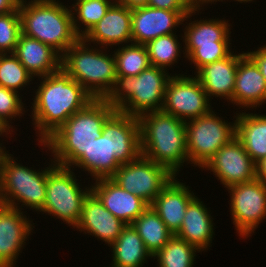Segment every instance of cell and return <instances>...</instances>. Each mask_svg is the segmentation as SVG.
Listing matches in <instances>:
<instances>
[{
    "instance_id": "6da1fadb",
    "label": "cell",
    "mask_w": 266,
    "mask_h": 267,
    "mask_svg": "<svg viewBox=\"0 0 266 267\" xmlns=\"http://www.w3.org/2000/svg\"><path fill=\"white\" fill-rule=\"evenodd\" d=\"M41 79V81H40ZM40 84L32 98L31 118L34 130L44 143L73 114L84 109L94 98L61 67L38 78ZM36 128V129H35Z\"/></svg>"
},
{
    "instance_id": "7a4b0ae2",
    "label": "cell",
    "mask_w": 266,
    "mask_h": 267,
    "mask_svg": "<svg viewBox=\"0 0 266 267\" xmlns=\"http://www.w3.org/2000/svg\"><path fill=\"white\" fill-rule=\"evenodd\" d=\"M115 111L104 99H94L39 145L51 152L56 164L70 167L102 135L104 123Z\"/></svg>"
},
{
    "instance_id": "3957f363",
    "label": "cell",
    "mask_w": 266,
    "mask_h": 267,
    "mask_svg": "<svg viewBox=\"0 0 266 267\" xmlns=\"http://www.w3.org/2000/svg\"><path fill=\"white\" fill-rule=\"evenodd\" d=\"M138 119L141 154L179 175L183 164L189 163L186 122L161 110L144 113Z\"/></svg>"
},
{
    "instance_id": "277c9868",
    "label": "cell",
    "mask_w": 266,
    "mask_h": 267,
    "mask_svg": "<svg viewBox=\"0 0 266 267\" xmlns=\"http://www.w3.org/2000/svg\"><path fill=\"white\" fill-rule=\"evenodd\" d=\"M18 10L21 33L52 47L61 56L80 39L70 7L59 0H30L18 5Z\"/></svg>"
},
{
    "instance_id": "5b68a950",
    "label": "cell",
    "mask_w": 266,
    "mask_h": 267,
    "mask_svg": "<svg viewBox=\"0 0 266 267\" xmlns=\"http://www.w3.org/2000/svg\"><path fill=\"white\" fill-rule=\"evenodd\" d=\"M93 46L80 38L62 55L61 67L94 99H105L116 82V60L107 48Z\"/></svg>"
},
{
    "instance_id": "8992f818",
    "label": "cell",
    "mask_w": 266,
    "mask_h": 267,
    "mask_svg": "<svg viewBox=\"0 0 266 267\" xmlns=\"http://www.w3.org/2000/svg\"><path fill=\"white\" fill-rule=\"evenodd\" d=\"M167 70L150 66L135 77H117L114 87L104 99L120 113L139 117L162 109L166 86L173 76Z\"/></svg>"
},
{
    "instance_id": "52a82bcc",
    "label": "cell",
    "mask_w": 266,
    "mask_h": 267,
    "mask_svg": "<svg viewBox=\"0 0 266 267\" xmlns=\"http://www.w3.org/2000/svg\"><path fill=\"white\" fill-rule=\"evenodd\" d=\"M14 158L7 153L2 161L0 203L21 211L27 207L39 212L46 199L47 167L36 171Z\"/></svg>"
},
{
    "instance_id": "ba28073f",
    "label": "cell",
    "mask_w": 266,
    "mask_h": 267,
    "mask_svg": "<svg viewBox=\"0 0 266 267\" xmlns=\"http://www.w3.org/2000/svg\"><path fill=\"white\" fill-rule=\"evenodd\" d=\"M224 18L200 19L183 23V56L194 64L196 73L205 65L228 57L231 51V27ZM188 23V24H187Z\"/></svg>"
},
{
    "instance_id": "9c48e42d",
    "label": "cell",
    "mask_w": 266,
    "mask_h": 267,
    "mask_svg": "<svg viewBox=\"0 0 266 267\" xmlns=\"http://www.w3.org/2000/svg\"><path fill=\"white\" fill-rule=\"evenodd\" d=\"M47 167L46 199L42 214L60 219L74 229L80 219L82 204L91 187L82 185L75 177L74 169L56 164L51 158Z\"/></svg>"
},
{
    "instance_id": "30bf717a",
    "label": "cell",
    "mask_w": 266,
    "mask_h": 267,
    "mask_svg": "<svg viewBox=\"0 0 266 267\" xmlns=\"http://www.w3.org/2000/svg\"><path fill=\"white\" fill-rule=\"evenodd\" d=\"M215 113L211 110L204 116L186 121V147L190 165L202 168L236 135V121L228 122Z\"/></svg>"
},
{
    "instance_id": "8fae6325",
    "label": "cell",
    "mask_w": 266,
    "mask_h": 267,
    "mask_svg": "<svg viewBox=\"0 0 266 267\" xmlns=\"http://www.w3.org/2000/svg\"><path fill=\"white\" fill-rule=\"evenodd\" d=\"M174 176L165 166L141 154L132 162L120 165L111 178L150 206Z\"/></svg>"
},
{
    "instance_id": "7c38bea8",
    "label": "cell",
    "mask_w": 266,
    "mask_h": 267,
    "mask_svg": "<svg viewBox=\"0 0 266 267\" xmlns=\"http://www.w3.org/2000/svg\"><path fill=\"white\" fill-rule=\"evenodd\" d=\"M196 76L175 73L166 86L161 111L183 121L208 114L213 108Z\"/></svg>"
},
{
    "instance_id": "4fadbf2b",
    "label": "cell",
    "mask_w": 266,
    "mask_h": 267,
    "mask_svg": "<svg viewBox=\"0 0 266 267\" xmlns=\"http://www.w3.org/2000/svg\"><path fill=\"white\" fill-rule=\"evenodd\" d=\"M230 213L240 238H248L266 219V185L255 179L227 187Z\"/></svg>"
},
{
    "instance_id": "5bb4252c",
    "label": "cell",
    "mask_w": 266,
    "mask_h": 267,
    "mask_svg": "<svg viewBox=\"0 0 266 267\" xmlns=\"http://www.w3.org/2000/svg\"><path fill=\"white\" fill-rule=\"evenodd\" d=\"M202 169L213 172L225 188L256 179V164L236 137L222 146Z\"/></svg>"
},
{
    "instance_id": "9a60e30c",
    "label": "cell",
    "mask_w": 266,
    "mask_h": 267,
    "mask_svg": "<svg viewBox=\"0 0 266 267\" xmlns=\"http://www.w3.org/2000/svg\"><path fill=\"white\" fill-rule=\"evenodd\" d=\"M200 11L201 9H193L190 12H177L150 6L133 9L132 43L146 45L160 36L173 34L177 30L176 27L182 26L183 22L189 21L192 15L199 14Z\"/></svg>"
},
{
    "instance_id": "2e32d148",
    "label": "cell",
    "mask_w": 266,
    "mask_h": 267,
    "mask_svg": "<svg viewBox=\"0 0 266 267\" xmlns=\"http://www.w3.org/2000/svg\"><path fill=\"white\" fill-rule=\"evenodd\" d=\"M25 212L0 203V267H15L34 224ZM32 232V233H31Z\"/></svg>"
},
{
    "instance_id": "e0dca14e",
    "label": "cell",
    "mask_w": 266,
    "mask_h": 267,
    "mask_svg": "<svg viewBox=\"0 0 266 267\" xmlns=\"http://www.w3.org/2000/svg\"><path fill=\"white\" fill-rule=\"evenodd\" d=\"M131 20L132 10L115 1L105 16L82 39L90 45L92 43L102 48L110 46L111 49L113 45L132 43Z\"/></svg>"
},
{
    "instance_id": "ac0fdd59",
    "label": "cell",
    "mask_w": 266,
    "mask_h": 267,
    "mask_svg": "<svg viewBox=\"0 0 266 267\" xmlns=\"http://www.w3.org/2000/svg\"><path fill=\"white\" fill-rule=\"evenodd\" d=\"M91 184V191L103 206L126 225L141 215L149 205L133 193L122 189L112 178H100Z\"/></svg>"
},
{
    "instance_id": "d6986e66",
    "label": "cell",
    "mask_w": 266,
    "mask_h": 267,
    "mask_svg": "<svg viewBox=\"0 0 266 267\" xmlns=\"http://www.w3.org/2000/svg\"><path fill=\"white\" fill-rule=\"evenodd\" d=\"M125 226L126 224L113 216L90 191L83 201L81 216L75 228L80 233L95 236L111 246Z\"/></svg>"
},
{
    "instance_id": "ffe728a7",
    "label": "cell",
    "mask_w": 266,
    "mask_h": 267,
    "mask_svg": "<svg viewBox=\"0 0 266 267\" xmlns=\"http://www.w3.org/2000/svg\"><path fill=\"white\" fill-rule=\"evenodd\" d=\"M231 103L249 110L266 103V80L258 66L245 53L238 62L233 98Z\"/></svg>"
},
{
    "instance_id": "44dd1931",
    "label": "cell",
    "mask_w": 266,
    "mask_h": 267,
    "mask_svg": "<svg viewBox=\"0 0 266 267\" xmlns=\"http://www.w3.org/2000/svg\"><path fill=\"white\" fill-rule=\"evenodd\" d=\"M185 184L174 176L150 205L174 235L181 227L188 204L196 197Z\"/></svg>"
},
{
    "instance_id": "7402d4cb",
    "label": "cell",
    "mask_w": 266,
    "mask_h": 267,
    "mask_svg": "<svg viewBox=\"0 0 266 267\" xmlns=\"http://www.w3.org/2000/svg\"><path fill=\"white\" fill-rule=\"evenodd\" d=\"M244 54V51L238 55L233 51L228 57L205 65L197 73L194 72L210 102L215 96L231 103L238 62Z\"/></svg>"
},
{
    "instance_id": "603a6c76",
    "label": "cell",
    "mask_w": 266,
    "mask_h": 267,
    "mask_svg": "<svg viewBox=\"0 0 266 267\" xmlns=\"http://www.w3.org/2000/svg\"><path fill=\"white\" fill-rule=\"evenodd\" d=\"M110 144L121 165L137 159L141 155L138 117L115 111L110 116Z\"/></svg>"
},
{
    "instance_id": "cb8c5ba5",
    "label": "cell",
    "mask_w": 266,
    "mask_h": 267,
    "mask_svg": "<svg viewBox=\"0 0 266 267\" xmlns=\"http://www.w3.org/2000/svg\"><path fill=\"white\" fill-rule=\"evenodd\" d=\"M115 154L111 153L110 117L102 127V135L96 138L84 153L70 166L72 169L82 168L93 180L111 178L120 167Z\"/></svg>"
},
{
    "instance_id": "d4e9b609",
    "label": "cell",
    "mask_w": 266,
    "mask_h": 267,
    "mask_svg": "<svg viewBox=\"0 0 266 267\" xmlns=\"http://www.w3.org/2000/svg\"><path fill=\"white\" fill-rule=\"evenodd\" d=\"M13 54L33 78L47 76L61 68L62 56L56 50L22 33Z\"/></svg>"
},
{
    "instance_id": "484cf974",
    "label": "cell",
    "mask_w": 266,
    "mask_h": 267,
    "mask_svg": "<svg viewBox=\"0 0 266 267\" xmlns=\"http://www.w3.org/2000/svg\"><path fill=\"white\" fill-rule=\"evenodd\" d=\"M195 197L187 206L180 229L175 234L200 252L212 246L214 236V223L210 210L203 201Z\"/></svg>"
},
{
    "instance_id": "4316f807",
    "label": "cell",
    "mask_w": 266,
    "mask_h": 267,
    "mask_svg": "<svg viewBox=\"0 0 266 267\" xmlns=\"http://www.w3.org/2000/svg\"><path fill=\"white\" fill-rule=\"evenodd\" d=\"M236 111V135L245 151L257 164L266 157V115Z\"/></svg>"
},
{
    "instance_id": "83f0119b",
    "label": "cell",
    "mask_w": 266,
    "mask_h": 267,
    "mask_svg": "<svg viewBox=\"0 0 266 267\" xmlns=\"http://www.w3.org/2000/svg\"><path fill=\"white\" fill-rule=\"evenodd\" d=\"M111 267H142L152 255L132 225H126L110 246ZM113 250V251H112Z\"/></svg>"
},
{
    "instance_id": "f1b7e54d",
    "label": "cell",
    "mask_w": 266,
    "mask_h": 267,
    "mask_svg": "<svg viewBox=\"0 0 266 267\" xmlns=\"http://www.w3.org/2000/svg\"><path fill=\"white\" fill-rule=\"evenodd\" d=\"M131 225L142 238L147 251L152 257L158 253L174 235L151 206L139 215Z\"/></svg>"
},
{
    "instance_id": "f546056e",
    "label": "cell",
    "mask_w": 266,
    "mask_h": 267,
    "mask_svg": "<svg viewBox=\"0 0 266 267\" xmlns=\"http://www.w3.org/2000/svg\"><path fill=\"white\" fill-rule=\"evenodd\" d=\"M114 2L115 0H81L69 6L76 34L80 38L84 37L105 16Z\"/></svg>"
},
{
    "instance_id": "4dcf8cb0",
    "label": "cell",
    "mask_w": 266,
    "mask_h": 267,
    "mask_svg": "<svg viewBox=\"0 0 266 267\" xmlns=\"http://www.w3.org/2000/svg\"><path fill=\"white\" fill-rule=\"evenodd\" d=\"M115 49L117 77H135L151 66L145 45L129 43Z\"/></svg>"
},
{
    "instance_id": "1f68e13d",
    "label": "cell",
    "mask_w": 266,
    "mask_h": 267,
    "mask_svg": "<svg viewBox=\"0 0 266 267\" xmlns=\"http://www.w3.org/2000/svg\"><path fill=\"white\" fill-rule=\"evenodd\" d=\"M177 36L176 33L163 35L145 45L151 66L169 70L168 68L178 63V57L181 58V53L185 50H181Z\"/></svg>"
},
{
    "instance_id": "d6a6232c",
    "label": "cell",
    "mask_w": 266,
    "mask_h": 267,
    "mask_svg": "<svg viewBox=\"0 0 266 267\" xmlns=\"http://www.w3.org/2000/svg\"><path fill=\"white\" fill-rule=\"evenodd\" d=\"M198 252L200 251L197 248L173 235L153 259H157L158 267H194Z\"/></svg>"
},
{
    "instance_id": "836d02e7",
    "label": "cell",
    "mask_w": 266,
    "mask_h": 267,
    "mask_svg": "<svg viewBox=\"0 0 266 267\" xmlns=\"http://www.w3.org/2000/svg\"><path fill=\"white\" fill-rule=\"evenodd\" d=\"M34 79L13 53L0 54V86L20 93Z\"/></svg>"
},
{
    "instance_id": "e575fe53",
    "label": "cell",
    "mask_w": 266,
    "mask_h": 267,
    "mask_svg": "<svg viewBox=\"0 0 266 267\" xmlns=\"http://www.w3.org/2000/svg\"><path fill=\"white\" fill-rule=\"evenodd\" d=\"M20 95L15 90L0 86V129L10 135L14 134L12 132L15 130L11 125L12 119L21 118L20 116L27 112Z\"/></svg>"
},
{
    "instance_id": "d590c367",
    "label": "cell",
    "mask_w": 266,
    "mask_h": 267,
    "mask_svg": "<svg viewBox=\"0 0 266 267\" xmlns=\"http://www.w3.org/2000/svg\"><path fill=\"white\" fill-rule=\"evenodd\" d=\"M21 34V19L18 7L0 15V54L14 53Z\"/></svg>"
},
{
    "instance_id": "8d00e7d4",
    "label": "cell",
    "mask_w": 266,
    "mask_h": 267,
    "mask_svg": "<svg viewBox=\"0 0 266 267\" xmlns=\"http://www.w3.org/2000/svg\"><path fill=\"white\" fill-rule=\"evenodd\" d=\"M147 6L177 12H190L193 10L186 0H148Z\"/></svg>"
},
{
    "instance_id": "74e56055",
    "label": "cell",
    "mask_w": 266,
    "mask_h": 267,
    "mask_svg": "<svg viewBox=\"0 0 266 267\" xmlns=\"http://www.w3.org/2000/svg\"><path fill=\"white\" fill-rule=\"evenodd\" d=\"M257 49L250 52L247 51L245 53L255 62L262 76L266 80V44L258 47Z\"/></svg>"
},
{
    "instance_id": "f35d334b",
    "label": "cell",
    "mask_w": 266,
    "mask_h": 267,
    "mask_svg": "<svg viewBox=\"0 0 266 267\" xmlns=\"http://www.w3.org/2000/svg\"><path fill=\"white\" fill-rule=\"evenodd\" d=\"M256 179L266 185V157L256 164Z\"/></svg>"
},
{
    "instance_id": "ab89813d",
    "label": "cell",
    "mask_w": 266,
    "mask_h": 267,
    "mask_svg": "<svg viewBox=\"0 0 266 267\" xmlns=\"http://www.w3.org/2000/svg\"><path fill=\"white\" fill-rule=\"evenodd\" d=\"M18 4L14 0H0V15L14 11Z\"/></svg>"
},
{
    "instance_id": "60d3db41",
    "label": "cell",
    "mask_w": 266,
    "mask_h": 267,
    "mask_svg": "<svg viewBox=\"0 0 266 267\" xmlns=\"http://www.w3.org/2000/svg\"><path fill=\"white\" fill-rule=\"evenodd\" d=\"M130 10L147 6L148 0H118Z\"/></svg>"
},
{
    "instance_id": "b9f144b4",
    "label": "cell",
    "mask_w": 266,
    "mask_h": 267,
    "mask_svg": "<svg viewBox=\"0 0 266 267\" xmlns=\"http://www.w3.org/2000/svg\"><path fill=\"white\" fill-rule=\"evenodd\" d=\"M219 2V0H186L189 6L192 9H201L200 7L205 6L206 4L209 5L210 3L213 4L214 2Z\"/></svg>"
},
{
    "instance_id": "7bdbcfd3",
    "label": "cell",
    "mask_w": 266,
    "mask_h": 267,
    "mask_svg": "<svg viewBox=\"0 0 266 267\" xmlns=\"http://www.w3.org/2000/svg\"><path fill=\"white\" fill-rule=\"evenodd\" d=\"M9 153L8 150L6 151V147L3 146V142H0V177H1V166L4 156Z\"/></svg>"
},
{
    "instance_id": "ee69618b",
    "label": "cell",
    "mask_w": 266,
    "mask_h": 267,
    "mask_svg": "<svg viewBox=\"0 0 266 267\" xmlns=\"http://www.w3.org/2000/svg\"><path fill=\"white\" fill-rule=\"evenodd\" d=\"M220 1L223 2V0H219V2H220ZM227 1H228V0H227ZM233 1H235V2L237 1V2H239V3H243V2H244V3H248V2H252V1L254 2V0H233Z\"/></svg>"
},
{
    "instance_id": "f6af8a7d",
    "label": "cell",
    "mask_w": 266,
    "mask_h": 267,
    "mask_svg": "<svg viewBox=\"0 0 266 267\" xmlns=\"http://www.w3.org/2000/svg\"><path fill=\"white\" fill-rule=\"evenodd\" d=\"M18 5L20 4H24L26 3L27 1L29 2L30 0H14Z\"/></svg>"
},
{
    "instance_id": "bcb514c9",
    "label": "cell",
    "mask_w": 266,
    "mask_h": 267,
    "mask_svg": "<svg viewBox=\"0 0 266 267\" xmlns=\"http://www.w3.org/2000/svg\"><path fill=\"white\" fill-rule=\"evenodd\" d=\"M2 135V136H1ZM4 135H5V137H8V136H6V135H8V133H5V132H3L1 129H0V137H3L4 138Z\"/></svg>"
}]
</instances>
